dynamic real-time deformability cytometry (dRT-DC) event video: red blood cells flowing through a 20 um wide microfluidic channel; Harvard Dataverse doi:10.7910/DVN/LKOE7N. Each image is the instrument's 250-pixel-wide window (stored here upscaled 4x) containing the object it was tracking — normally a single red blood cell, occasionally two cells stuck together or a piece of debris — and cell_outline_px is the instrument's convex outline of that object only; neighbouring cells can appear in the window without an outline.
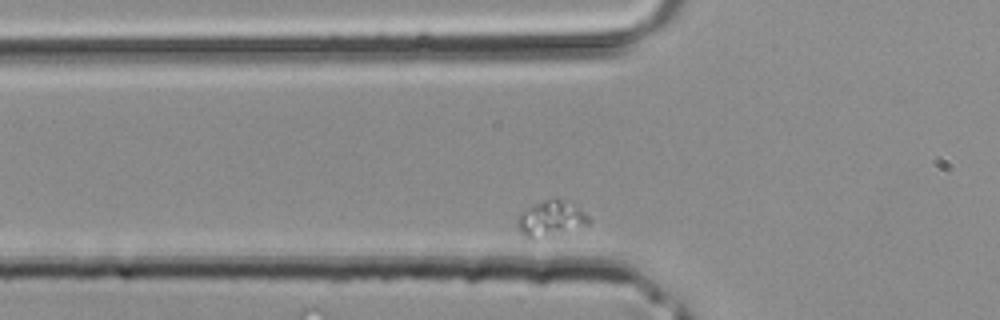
{"species": "common noctule bat (a hibernating species)", "species_latin": "Nyctalus noctula", "temperature_condition": "room temperature", "stored_images_in_passage": 29, "segment_of_instrument_passage": [2, 2], "camera_frame_rate_fps": 3000, "um_per_image_px": 0.085, "animal": {"sex": "male", "body_mass_g": 20.4}, "frame": {"image": 1, "passage_image": 8, "time_ms": 2.333, "image_size_px": [1000, 320], "cell_outline_px": [[592, 220], [588, 224], [532, 240], [528, 240], [516, 228], [516, 216], [524, 208], [532, 204], [556, 196], [584, 212]], "centroid_in_image_um": [46.71, 18.57], "position_along_channel_um": 79.1, "area_um2": 14.91}}